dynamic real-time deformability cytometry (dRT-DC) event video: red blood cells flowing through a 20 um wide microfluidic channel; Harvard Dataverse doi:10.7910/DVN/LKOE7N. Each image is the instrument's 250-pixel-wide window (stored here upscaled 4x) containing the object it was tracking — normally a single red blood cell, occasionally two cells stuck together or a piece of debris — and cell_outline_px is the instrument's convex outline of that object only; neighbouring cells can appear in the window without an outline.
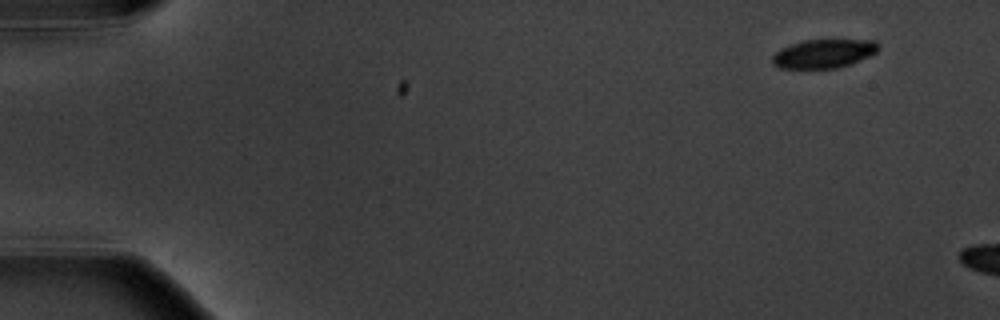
{"species": "common noctule bat (a hibernating species)", "species_latin": "Nyctalus noctula", "temperature_condition": "warm", "stored_images_in_passage": 3, "camera_frame_rate_fps": 3000, "um_per_image_px": 0.085, "animal": {"sex": "male", "body_mass_g": 20.1, "forearm_length_mm": 53.5}, "frame": {"image": 1, "passage_image": 1, "time_ms": 0.0, "image_size_px": [1000, 320], "cell_outline_px": [[876, 52], [868, 56], [848, 64], [836, 68], [780, 68], [772, 64], [772, 56], [780, 48], [804, 40], [876, 40]], "centroid_in_image_um": [69.95, 4.55], "position_along_channel_um": 15.1, "area_um2": 17.4}}